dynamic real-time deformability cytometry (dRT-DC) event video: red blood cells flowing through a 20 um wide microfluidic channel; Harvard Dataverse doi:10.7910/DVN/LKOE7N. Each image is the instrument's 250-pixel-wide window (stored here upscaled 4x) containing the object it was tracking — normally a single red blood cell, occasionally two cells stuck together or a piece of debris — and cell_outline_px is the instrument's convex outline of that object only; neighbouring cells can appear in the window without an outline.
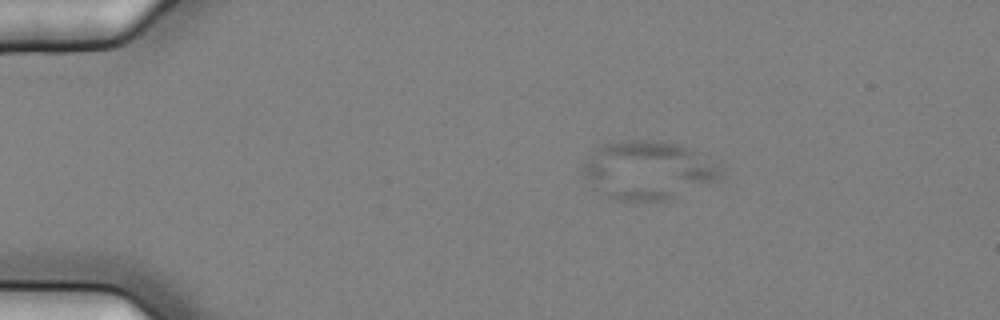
{"species": "common noctule bat (a hibernating species)", "species_latin": "Nyctalus noctula", "temperature_condition": "cold", "stored_images_in_passage": 4, "camera_frame_rate_fps": 3000, "um_per_image_px": 0.085, "animal": {"sex": "female", "body_mass_g": 25.1}, "frame": {"image": 1, "passage_image": 2, "time_ms": 0.333, "image_size_px": [1000, 320], "cell_outline_px": [[724, 176], [720, 180], [712, 184], [664, 200], [636, 204], [616, 200], [608, 196], [584, 176], [580, 172], [580, 168], [592, 152], [596, 148], [604, 144], [632, 140], [656, 140], [676, 144], [692, 148], [720, 164], [724, 172]], "centroid_in_image_um": [55.16, 14.49], "position_along_channel_um": 29.8, "area_um2": 47.57}}